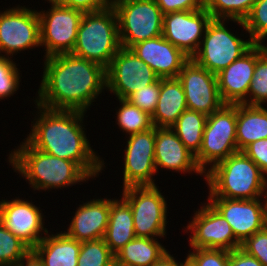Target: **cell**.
<instances>
[{
    "mask_svg": "<svg viewBox=\"0 0 267 266\" xmlns=\"http://www.w3.org/2000/svg\"><path fill=\"white\" fill-rule=\"evenodd\" d=\"M103 89L106 68L102 65L71 53L53 55L45 58L35 103L53 110L86 112Z\"/></svg>",
    "mask_w": 267,
    "mask_h": 266,
    "instance_id": "obj_1",
    "label": "cell"
},
{
    "mask_svg": "<svg viewBox=\"0 0 267 266\" xmlns=\"http://www.w3.org/2000/svg\"><path fill=\"white\" fill-rule=\"evenodd\" d=\"M36 106L40 112L25 139L44 153L76 162L90 177H96L105 163L91 148L83 130L85 112Z\"/></svg>",
    "mask_w": 267,
    "mask_h": 266,
    "instance_id": "obj_2",
    "label": "cell"
},
{
    "mask_svg": "<svg viewBox=\"0 0 267 266\" xmlns=\"http://www.w3.org/2000/svg\"><path fill=\"white\" fill-rule=\"evenodd\" d=\"M8 159L34 190L61 189L91 178L76 162L44 153L27 140L14 149Z\"/></svg>",
    "mask_w": 267,
    "mask_h": 266,
    "instance_id": "obj_3",
    "label": "cell"
},
{
    "mask_svg": "<svg viewBox=\"0 0 267 266\" xmlns=\"http://www.w3.org/2000/svg\"><path fill=\"white\" fill-rule=\"evenodd\" d=\"M208 197L257 199L267 197V176L243 151L214 165L205 174ZM266 176V177H265Z\"/></svg>",
    "mask_w": 267,
    "mask_h": 266,
    "instance_id": "obj_4",
    "label": "cell"
},
{
    "mask_svg": "<svg viewBox=\"0 0 267 266\" xmlns=\"http://www.w3.org/2000/svg\"><path fill=\"white\" fill-rule=\"evenodd\" d=\"M120 48L118 20L114 9L84 13L72 55L107 68Z\"/></svg>",
    "mask_w": 267,
    "mask_h": 266,
    "instance_id": "obj_5",
    "label": "cell"
},
{
    "mask_svg": "<svg viewBox=\"0 0 267 266\" xmlns=\"http://www.w3.org/2000/svg\"><path fill=\"white\" fill-rule=\"evenodd\" d=\"M236 124L237 104H224L207 116L201 148L195 156L196 163L204 174L217 163L238 152Z\"/></svg>",
    "mask_w": 267,
    "mask_h": 266,
    "instance_id": "obj_6",
    "label": "cell"
},
{
    "mask_svg": "<svg viewBox=\"0 0 267 266\" xmlns=\"http://www.w3.org/2000/svg\"><path fill=\"white\" fill-rule=\"evenodd\" d=\"M225 21L228 19H211L201 41L202 46L192 57L198 65L215 75L254 45L250 38L245 41L229 31Z\"/></svg>",
    "mask_w": 267,
    "mask_h": 266,
    "instance_id": "obj_7",
    "label": "cell"
},
{
    "mask_svg": "<svg viewBox=\"0 0 267 266\" xmlns=\"http://www.w3.org/2000/svg\"><path fill=\"white\" fill-rule=\"evenodd\" d=\"M122 198L130 205L136 237H164L167 202L156 185L123 188Z\"/></svg>",
    "mask_w": 267,
    "mask_h": 266,
    "instance_id": "obj_8",
    "label": "cell"
},
{
    "mask_svg": "<svg viewBox=\"0 0 267 266\" xmlns=\"http://www.w3.org/2000/svg\"><path fill=\"white\" fill-rule=\"evenodd\" d=\"M122 48L162 35L163 16L155 0H137L115 9Z\"/></svg>",
    "mask_w": 267,
    "mask_h": 266,
    "instance_id": "obj_9",
    "label": "cell"
},
{
    "mask_svg": "<svg viewBox=\"0 0 267 266\" xmlns=\"http://www.w3.org/2000/svg\"><path fill=\"white\" fill-rule=\"evenodd\" d=\"M48 10L38 12L41 47L46 48L45 58L72 53L84 13L60 3H51Z\"/></svg>",
    "mask_w": 267,
    "mask_h": 266,
    "instance_id": "obj_10",
    "label": "cell"
},
{
    "mask_svg": "<svg viewBox=\"0 0 267 266\" xmlns=\"http://www.w3.org/2000/svg\"><path fill=\"white\" fill-rule=\"evenodd\" d=\"M159 77L131 49L120 48L106 68V87L118 99L155 83Z\"/></svg>",
    "mask_w": 267,
    "mask_h": 266,
    "instance_id": "obj_11",
    "label": "cell"
},
{
    "mask_svg": "<svg viewBox=\"0 0 267 266\" xmlns=\"http://www.w3.org/2000/svg\"><path fill=\"white\" fill-rule=\"evenodd\" d=\"M38 46H41L38 11L18 5L0 12V55L4 52L9 57Z\"/></svg>",
    "mask_w": 267,
    "mask_h": 266,
    "instance_id": "obj_12",
    "label": "cell"
},
{
    "mask_svg": "<svg viewBox=\"0 0 267 266\" xmlns=\"http://www.w3.org/2000/svg\"><path fill=\"white\" fill-rule=\"evenodd\" d=\"M207 201L226 219L241 244L267 226V197L264 203L261 198L208 197Z\"/></svg>",
    "mask_w": 267,
    "mask_h": 266,
    "instance_id": "obj_13",
    "label": "cell"
},
{
    "mask_svg": "<svg viewBox=\"0 0 267 266\" xmlns=\"http://www.w3.org/2000/svg\"><path fill=\"white\" fill-rule=\"evenodd\" d=\"M183 86L188 109L211 115L225 103L222 101L216 75L190 58L177 77Z\"/></svg>",
    "mask_w": 267,
    "mask_h": 266,
    "instance_id": "obj_14",
    "label": "cell"
},
{
    "mask_svg": "<svg viewBox=\"0 0 267 266\" xmlns=\"http://www.w3.org/2000/svg\"><path fill=\"white\" fill-rule=\"evenodd\" d=\"M196 213L187 225L191 248H214L228 251L241 247L226 219L208 202Z\"/></svg>",
    "mask_w": 267,
    "mask_h": 266,
    "instance_id": "obj_15",
    "label": "cell"
},
{
    "mask_svg": "<svg viewBox=\"0 0 267 266\" xmlns=\"http://www.w3.org/2000/svg\"><path fill=\"white\" fill-rule=\"evenodd\" d=\"M211 14L205 9L164 14L162 36L192 58L201 46Z\"/></svg>",
    "mask_w": 267,
    "mask_h": 266,
    "instance_id": "obj_16",
    "label": "cell"
},
{
    "mask_svg": "<svg viewBox=\"0 0 267 266\" xmlns=\"http://www.w3.org/2000/svg\"><path fill=\"white\" fill-rule=\"evenodd\" d=\"M155 126L129 135L124 155L123 188L155 185Z\"/></svg>",
    "mask_w": 267,
    "mask_h": 266,
    "instance_id": "obj_17",
    "label": "cell"
},
{
    "mask_svg": "<svg viewBox=\"0 0 267 266\" xmlns=\"http://www.w3.org/2000/svg\"><path fill=\"white\" fill-rule=\"evenodd\" d=\"M39 210L40 207L35 206L32 201L20 198L10 201L2 199L0 222L32 250L44 238L41 235L48 232L44 228V215Z\"/></svg>",
    "mask_w": 267,
    "mask_h": 266,
    "instance_id": "obj_18",
    "label": "cell"
},
{
    "mask_svg": "<svg viewBox=\"0 0 267 266\" xmlns=\"http://www.w3.org/2000/svg\"><path fill=\"white\" fill-rule=\"evenodd\" d=\"M266 49L264 44H254L239 59L216 74L219 93L225 104H242L247 99L256 60Z\"/></svg>",
    "mask_w": 267,
    "mask_h": 266,
    "instance_id": "obj_19",
    "label": "cell"
},
{
    "mask_svg": "<svg viewBox=\"0 0 267 266\" xmlns=\"http://www.w3.org/2000/svg\"><path fill=\"white\" fill-rule=\"evenodd\" d=\"M159 78H177L190 59L162 35L136 43L130 48Z\"/></svg>",
    "mask_w": 267,
    "mask_h": 266,
    "instance_id": "obj_20",
    "label": "cell"
},
{
    "mask_svg": "<svg viewBox=\"0 0 267 266\" xmlns=\"http://www.w3.org/2000/svg\"><path fill=\"white\" fill-rule=\"evenodd\" d=\"M155 166L175 170V172L204 173L198 167L195 156L170 127H155Z\"/></svg>",
    "mask_w": 267,
    "mask_h": 266,
    "instance_id": "obj_21",
    "label": "cell"
},
{
    "mask_svg": "<svg viewBox=\"0 0 267 266\" xmlns=\"http://www.w3.org/2000/svg\"><path fill=\"white\" fill-rule=\"evenodd\" d=\"M111 199H93L79 205L67 232L79 242L102 239L105 235L110 213Z\"/></svg>",
    "mask_w": 267,
    "mask_h": 266,
    "instance_id": "obj_22",
    "label": "cell"
},
{
    "mask_svg": "<svg viewBox=\"0 0 267 266\" xmlns=\"http://www.w3.org/2000/svg\"><path fill=\"white\" fill-rule=\"evenodd\" d=\"M188 109L181 81L178 78H160V93L151 116L153 126L172 127Z\"/></svg>",
    "mask_w": 267,
    "mask_h": 266,
    "instance_id": "obj_23",
    "label": "cell"
},
{
    "mask_svg": "<svg viewBox=\"0 0 267 266\" xmlns=\"http://www.w3.org/2000/svg\"><path fill=\"white\" fill-rule=\"evenodd\" d=\"M81 242L64 232L44 235L32 249L43 261L44 266H77Z\"/></svg>",
    "mask_w": 267,
    "mask_h": 266,
    "instance_id": "obj_24",
    "label": "cell"
},
{
    "mask_svg": "<svg viewBox=\"0 0 267 266\" xmlns=\"http://www.w3.org/2000/svg\"><path fill=\"white\" fill-rule=\"evenodd\" d=\"M135 237L130 205L123 198L111 200L108 226L103 237L106 245L115 255Z\"/></svg>",
    "mask_w": 267,
    "mask_h": 266,
    "instance_id": "obj_25",
    "label": "cell"
},
{
    "mask_svg": "<svg viewBox=\"0 0 267 266\" xmlns=\"http://www.w3.org/2000/svg\"><path fill=\"white\" fill-rule=\"evenodd\" d=\"M260 139H267V109L237 104L236 143L238 151Z\"/></svg>",
    "mask_w": 267,
    "mask_h": 266,
    "instance_id": "obj_26",
    "label": "cell"
},
{
    "mask_svg": "<svg viewBox=\"0 0 267 266\" xmlns=\"http://www.w3.org/2000/svg\"><path fill=\"white\" fill-rule=\"evenodd\" d=\"M166 252L157 238L135 237L115 254V260L130 266H153Z\"/></svg>",
    "mask_w": 267,
    "mask_h": 266,
    "instance_id": "obj_27",
    "label": "cell"
},
{
    "mask_svg": "<svg viewBox=\"0 0 267 266\" xmlns=\"http://www.w3.org/2000/svg\"><path fill=\"white\" fill-rule=\"evenodd\" d=\"M207 115L186 109L171 127L185 147L196 156L202 144Z\"/></svg>",
    "mask_w": 267,
    "mask_h": 266,
    "instance_id": "obj_28",
    "label": "cell"
},
{
    "mask_svg": "<svg viewBox=\"0 0 267 266\" xmlns=\"http://www.w3.org/2000/svg\"><path fill=\"white\" fill-rule=\"evenodd\" d=\"M120 108L117 111V124L127 134L140 133L153 128L151 116L126 99H118Z\"/></svg>",
    "mask_w": 267,
    "mask_h": 266,
    "instance_id": "obj_29",
    "label": "cell"
},
{
    "mask_svg": "<svg viewBox=\"0 0 267 266\" xmlns=\"http://www.w3.org/2000/svg\"><path fill=\"white\" fill-rule=\"evenodd\" d=\"M256 0H205V9L212 19L243 21L250 13Z\"/></svg>",
    "mask_w": 267,
    "mask_h": 266,
    "instance_id": "obj_30",
    "label": "cell"
},
{
    "mask_svg": "<svg viewBox=\"0 0 267 266\" xmlns=\"http://www.w3.org/2000/svg\"><path fill=\"white\" fill-rule=\"evenodd\" d=\"M244 27L254 44L267 38V0H256L249 15L243 20H231Z\"/></svg>",
    "mask_w": 267,
    "mask_h": 266,
    "instance_id": "obj_31",
    "label": "cell"
},
{
    "mask_svg": "<svg viewBox=\"0 0 267 266\" xmlns=\"http://www.w3.org/2000/svg\"><path fill=\"white\" fill-rule=\"evenodd\" d=\"M115 255L104 239L81 242L77 266H111Z\"/></svg>",
    "mask_w": 267,
    "mask_h": 266,
    "instance_id": "obj_32",
    "label": "cell"
},
{
    "mask_svg": "<svg viewBox=\"0 0 267 266\" xmlns=\"http://www.w3.org/2000/svg\"><path fill=\"white\" fill-rule=\"evenodd\" d=\"M30 250L0 222V266H16Z\"/></svg>",
    "mask_w": 267,
    "mask_h": 266,
    "instance_id": "obj_33",
    "label": "cell"
},
{
    "mask_svg": "<svg viewBox=\"0 0 267 266\" xmlns=\"http://www.w3.org/2000/svg\"><path fill=\"white\" fill-rule=\"evenodd\" d=\"M248 95L242 104L263 106L267 102V49L256 60Z\"/></svg>",
    "mask_w": 267,
    "mask_h": 266,
    "instance_id": "obj_34",
    "label": "cell"
},
{
    "mask_svg": "<svg viewBox=\"0 0 267 266\" xmlns=\"http://www.w3.org/2000/svg\"><path fill=\"white\" fill-rule=\"evenodd\" d=\"M20 73L16 63L9 57L0 55V99L13 96L20 84Z\"/></svg>",
    "mask_w": 267,
    "mask_h": 266,
    "instance_id": "obj_35",
    "label": "cell"
},
{
    "mask_svg": "<svg viewBox=\"0 0 267 266\" xmlns=\"http://www.w3.org/2000/svg\"><path fill=\"white\" fill-rule=\"evenodd\" d=\"M190 266H228L229 251L214 248H194L187 255Z\"/></svg>",
    "mask_w": 267,
    "mask_h": 266,
    "instance_id": "obj_36",
    "label": "cell"
},
{
    "mask_svg": "<svg viewBox=\"0 0 267 266\" xmlns=\"http://www.w3.org/2000/svg\"><path fill=\"white\" fill-rule=\"evenodd\" d=\"M159 93L160 78L155 83L149 84L143 87V89L132 93L126 100L152 116L157 106Z\"/></svg>",
    "mask_w": 267,
    "mask_h": 266,
    "instance_id": "obj_37",
    "label": "cell"
},
{
    "mask_svg": "<svg viewBox=\"0 0 267 266\" xmlns=\"http://www.w3.org/2000/svg\"><path fill=\"white\" fill-rule=\"evenodd\" d=\"M240 248L255 257L263 266H267V226L247 238Z\"/></svg>",
    "mask_w": 267,
    "mask_h": 266,
    "instance_id": "obj_38",
    "label": "cell"
},
{
    "mask_svg": "<svg viewBox=\"0 0 267 266\" xmlns=\"http://www.w3.org/2000/svg\"><path fill=\"white\" fill-rule=\"evenodd\" d=\"M163 14L205 8V0H155Z\"/></svg>",
    "mask_w": 267,
    "mask_h": 266,
    "instance_id": "obj_39",
    "label": "cell"
},
{
    "mask_svg": "<svg viewBox=\"0 0 267 266\" xmlns=\"http://www.w3.org/2000/svg\"><path fill=\"white\" fill-rule=\"evenodd\" d=\"M243 152L267 175V139H260L251 143Z\"/></svg>",
    "mask_w": 267,
    "mask_h": 266,
    "instance_id": "obj_40",
    "label": "cell"
},
{
    "mask_svg": "<svg viewBox=\"0 0 267 266\" xmlns=\"http://www.w3.org/2000/svg\"><path fill=\"white\" fill-rule=\"evenodd\" d=\"M61 5L83 13L96 12L108 8V0H63Z\"/></svg>",
    "mask_w": 267,
    "mask_h": 266,
    "instance_id": "obj_41",
    "label": "cell"
},
{
    "mask_svg": "<svg viewBox=\"0 0 267 266\" xmlns=\"http://www.w3.org/2000/svg\"><path fill=\"white\" fill-rule=\"evenodd\" d=\"M228 266H263L255 257L247 254L241 248L229 251Z\"/></svg>",
    "mask_w": 267,
    "mask_h": 266,
    "instance_id": "obj_42",
    "label": "cell"
},
{
    "mask_svg": "<svg viewBox=\"0 0 267 266\" xmlns=\"http://www.w3.org/2000/svg\"><path fill=\"white\" fill-rule=\"evenodd\" d=\"M16 266H44V264L38 255L33 250H30Z\"/></svg>",
    "mask_w": 267,
    "mask_h": 266,
    "instance_id": "obj_43",
    "label": "cell"
},
{
    "mask_svg": "<svg viewBox=\"0 0 267 266\" xmlns=\"http://www.w3.org/2000/svg\"><path fill=\"white\" fill-rule=\"evenodd\" d=\"M179 263L178 261L175 260V258L171 254L166 252L165 255L159 261H157L153 266H186L188 264V259L186 258L184 263L183 262Z\"/></svg>",
    "mask_w": 267,
    "mask_h": 266,
    "instance_id": "obj_44",
    "label": "cell"
},
{
    "mask_svg": "<svg viewBox=\"0 0 267 266\" xmlns=\"http://www.w3.org/2000/svg\"><path fill=\"white\" fill-rule=\"evenodd\" d=\"M137 0H108V8L115 9L116 7Z\"/></svg>",
    "mask_w": 267,
    "mask_h": 266,
    "instance_id": "obj_45",
    "label": "cell"
},
{
    "mask_svg": "<svg viewBox=\"0 0 267 266\" xmlns=\"http://www.w3.org/2000/svg\"><path fill=\"white\" fill-rule=\"evenodd\" d=\"M111 266H130V265H126V264L120 263V262H118V261H116L114 259V261H113Z\"/></svg>",
    "mask_w": 267,
    "mask_h": 266,
    "instance_id": "obj_46",
    "label": "cell"
},
{
    "mask_svg": "<svg viewBox=\"0 0 267 266\" xmlns=\"http://www.w3.org/2000/svg\"><path fill=\"white\" fill-rule=\"evenodd\" d=\"M50 3H61L63 0H48Z\"/></svg>",
    "mask_w": 267,
    "mask_h": 266,
    "instance_id": "obj_47",
    "label": "cell"
}]
</instances>
